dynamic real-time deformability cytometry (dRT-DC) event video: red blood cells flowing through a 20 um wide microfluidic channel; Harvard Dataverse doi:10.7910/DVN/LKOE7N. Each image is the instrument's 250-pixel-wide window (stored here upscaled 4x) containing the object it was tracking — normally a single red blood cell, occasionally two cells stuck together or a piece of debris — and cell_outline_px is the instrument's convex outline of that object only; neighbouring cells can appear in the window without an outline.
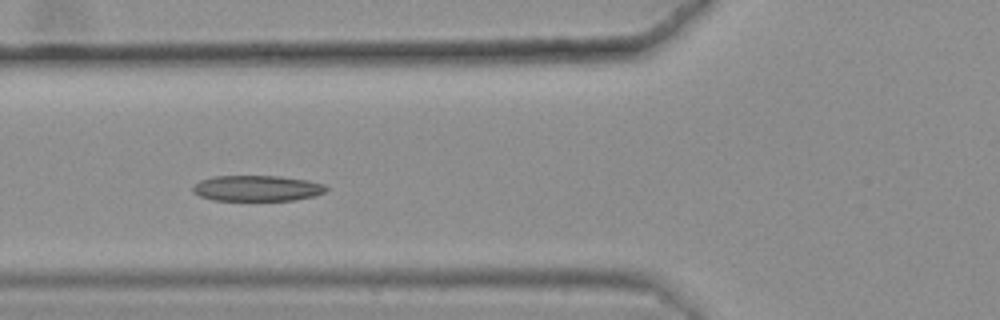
{"species": "common noctule bat (a hibernating species)", "species_latin": "Nyctalus noctula", "temperature_condition": "warm", "stored_images_in_passage": 44, "camera_frame_rate_fps": 3000, "um_per_image_px": 0.085, "animal": {"sex": "female", "body_mass_g": 25.1}, "frame": {"image": 1, "passage_image": 19, "time_ms": 6.0, "image_size_px": [1000, 320], "cell_outline_px": [[328, 188], [324, 192], [316, 196], [296, 200], [212, 200], [200, 196], [192, 192], [192, 184], [200, 180], [212, 176], [280, 176], [308, 180], [324, 184]], "centroid_in_image_um": [21.83, 16.0], "position_along_channel_um": 104.0, "area_um2": 20.23}, "authors_computed_cell_mechanics": {"area_um2": 20.5768, "velocity_mm_per_s": 3.5965, "shape_relaxation_time_tau1_ms": 7.6384, "shape_relaxation_time_tau2_ms": 4.6469, "deformation_change_tau1": 0.1455, "deformation_change_tau2": 0.1236}}